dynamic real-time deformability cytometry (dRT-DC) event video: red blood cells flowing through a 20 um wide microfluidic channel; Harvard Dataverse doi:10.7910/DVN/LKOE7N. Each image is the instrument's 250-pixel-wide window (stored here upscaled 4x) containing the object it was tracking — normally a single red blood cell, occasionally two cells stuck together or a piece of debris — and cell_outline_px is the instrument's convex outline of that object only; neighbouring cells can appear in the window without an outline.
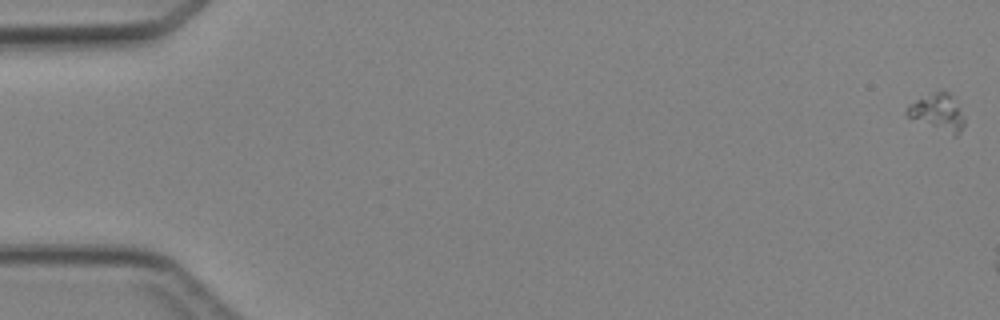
{"species": "Egyptian fruit bat (a non-hibernating species)", "species_latin": "Rousettus aegyptiacus", "temperature_condition": "cold", "stored_images_in_passage": 3, "camera_frame_rate_fps": 3000, "um_per_image_px": 0.085, "animal": {"sex": "female"}, "frame": {"image": 1, "passage_image": 1, "time_ms": 0.0, "image_size_px": [1000, 320], "cell_outline_px": [[964, 124], [960, 132], [956, 136], [952, 136], [908, 116], [904, 112], [916, 100], [936, 92], [948, 92], [964, 116]], "centroid_in_image_um": [79.74, 9.6], "position_along_channel_um": 5.3, "area_um2": 11.79}}